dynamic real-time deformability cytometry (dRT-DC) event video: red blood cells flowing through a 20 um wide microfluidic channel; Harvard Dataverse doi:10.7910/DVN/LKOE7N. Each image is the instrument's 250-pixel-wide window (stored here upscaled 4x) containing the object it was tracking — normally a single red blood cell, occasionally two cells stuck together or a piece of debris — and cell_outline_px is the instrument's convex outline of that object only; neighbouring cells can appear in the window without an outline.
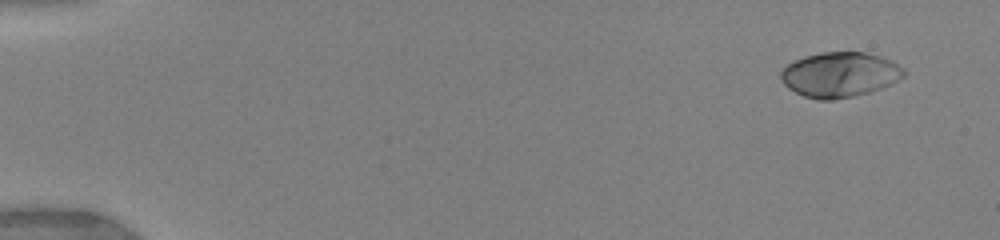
{"species": "human", "species_latin": "Homo sapiens", "temperature_condition": "warm", "stored_images_in_passage": 7, "camera_frame_rate_fps": 3000, "um_per_image_px": 0.085, "donor": {"sex": "female"}, "frame": {"image": 1, "passage_image": 1, "time_ms": 0.0, "image_size_px": [1000, 240], "cell_outline_px": [[904, 76], [880, 88], [868, 92], [852, 96], [832, 100], [820, 100], [804, 96], [788, 88], [780, 80], [780, 72], [788, 64], [804, 56], [820, 52], [864, 52], [880, 56], [892, 60], [904, 68]], "centroid_in_image_um": [71.35, 6.33], "position_along_channel_um": 13.6, "area_um2": 32.08}}
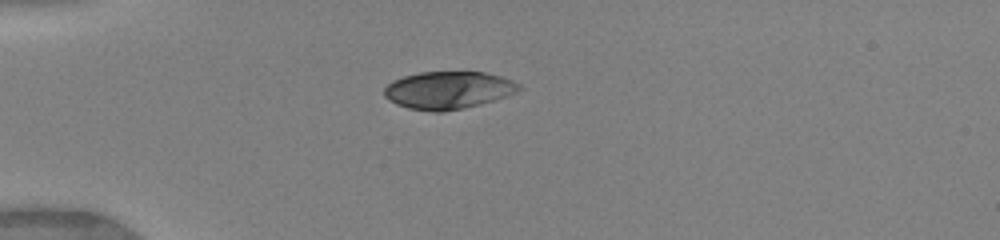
{"frame": {"image": 2, "passage_image": 4, "time_ms": 3.667, "image_size_px": [1000, 240], "cell_outline_px": [[524, 88], [516, 92], [480, 104], [464, 108], [444, 112], [432, 112], [408, 108], [396, 104], [384, 96], [384, 88], [392, 80], [404, 76], [420, 72], [484, 72], [500, 76], [512, 80], [520, 84]], "centroid_in_image_um": [38.09, 7.66], "position_along_channel_um": 46.9, "area_um2": 29.48}}